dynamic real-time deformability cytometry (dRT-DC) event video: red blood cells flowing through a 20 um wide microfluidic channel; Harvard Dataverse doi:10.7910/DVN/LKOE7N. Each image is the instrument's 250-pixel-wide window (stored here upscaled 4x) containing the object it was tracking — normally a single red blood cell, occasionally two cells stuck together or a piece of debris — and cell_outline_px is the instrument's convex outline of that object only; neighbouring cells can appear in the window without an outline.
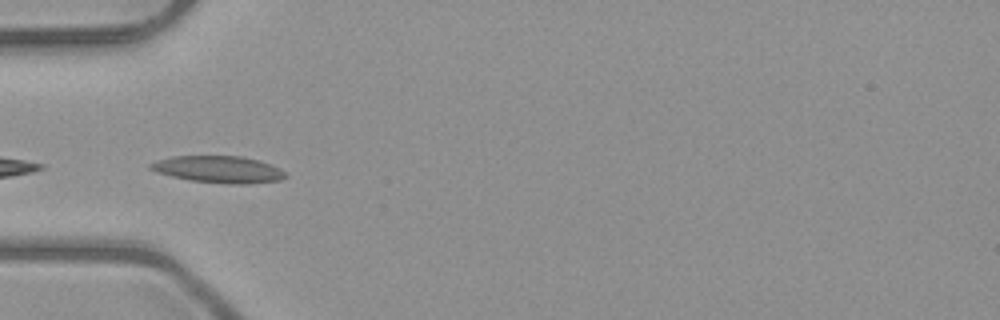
{"species": "common noctule bat (a hibernating species)", "species_latin": "Nyctalus noctula", "temperature_condition": "room temperature", "stored_images_in_passage": 23, "camera_frame_rate_fps": 3000, "um_per_image_px": 0.085, "animal": {"sex": "male", "body_mass_g": 23.1, "forearm_length_mm": 52.7}, "frame": {"image": 1, "passage_image": 16, "time_ms": 5.0, "image_size_px": [1000, 320], "cell_outline_px": [[288, 176], [280, 180], [248, 184], [228, 184], [188, 180], [156, 172], [148, 168], [148, 164], [156, 160], [172, 156], [240, 156], [256, 160], [280, 168]], "centroid_in_image_um": [18.54, 14.4], "position_along_channel_um": 66.5, "area_um2": 21.15}}